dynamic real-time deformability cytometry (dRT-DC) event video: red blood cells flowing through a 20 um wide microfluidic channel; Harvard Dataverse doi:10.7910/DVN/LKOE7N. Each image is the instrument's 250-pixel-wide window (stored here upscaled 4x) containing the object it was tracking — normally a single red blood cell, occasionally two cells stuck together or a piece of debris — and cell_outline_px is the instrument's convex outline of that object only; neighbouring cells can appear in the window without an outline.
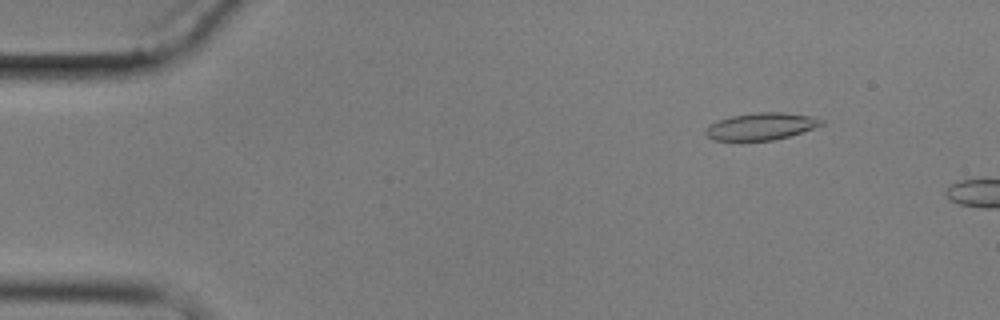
{"species": "common noctule bat (a hibernating species)", "species_latin": "Nyctalus noctula", "temperature_condition": "cold", "stored_images_in_passage": 4, "camera_frame_rate_fps": 3000, "um_per_image_px": 0.085, "animal": {"sex": "male", "body_mass_g": 17.9}, "frame": {"image": 1, "passage_image": 2, "time_ms": 1.333, "image_size_px": [1000, 320], "cell_outline_px": [[824, 124], [788, 136], [772, 140], [712, 140], [704, 132], [708, 124], [732, 116], [756, 112], [780, 112], [812, 116], [824, 120]], "centroid_in_image_um": [64.67, 10.73], "position_along_channel_um": 20.3, "area_um2": 18.03}}